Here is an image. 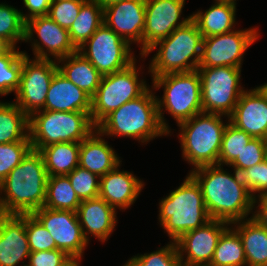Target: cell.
Returning <instances> with one entry per match:
<instances>
[{
	"label": "cell",
	"instance_id": "obj_1",
	"mask_svg": "<svg viewBox=\"0 0 267 266\" xmlns=\"http://www.w3.org/2000/svg\"><path fill=\"white\" fill-rule=\"evenodd\" d=\"M189 174L201 187L211 219L232 224L253 213L254 197L235 170L231 174L221 165H210L192 169Z\"/></svg>",
	"mask_w": 267,
	"mask_h": 266
},
{
	"label": "cell",
	"instance_id": "obj_2",
	"mask_svg": "<svg viewBox=\"0 0 267 266\" xmlns=\"http://www.w3.org/2000/svg\"><path fill=\"white\" fill-rule=\"evenodd\" d=\"M48 177L42 155L32 149L0 183L2 214H32L42 208Z\"/></svg>",
	"mask_w": 267,
	"mask_h": 266
},
{
	"label": "cell",
	"instance_id": "obj_3",
	"mask_svg": "<svg viewBox=\"0 0 267 266\" xmlns=\"http://www.w3.org/2000/svg\"><path fill=\"white\" fill-rule=\"evenodd\" d=\"M149 87L141 96L123 104L107 115L96 129L103 136L128 137L148 143L156 137L169 133L162 127L157 105V96Z\"/></svg>",
	"mask_w": 267,
	"mask_h": 266
},
{
	"label": "cell",
	"instance_id": "obj_4",
	"mask_svg": "<svg viewBox=\"0 0 267 266\" xmlns=\"http://www.w3.org/2000/svg\"><path fill=\"white\" fill-rule=\"evenodd\" d=\"M158 220L171 241L211 220L200 185L188 174L183 183L159 202Z\"/></svg>",
	"mask_w": 267,
	"mask_h": 266
},
{
	"label": "cell",
	"instance_id": "obj_5",
	"mask_svg": "<svg viewBox=\"0 0 267 266\" xmlns=\"http://www.w3.org/2000/svg\"><path fill=\"white\" fill-rule=\"evenodd\" d=\"M203 36L197 24L191 19L184 26L176 28L168 37L156 42L141 58L155 49L148 73L152 79L168 73L197 70L201 58Z\"/></svg>",
	"mask_w": 267,
	"mask_h": 266
},
{
	"label": "cell",
	"instance_id": "obj_6",
	"mask_svg": "<svg viewBox=\"0 0 267 266\" xmlns=\"http://www.w3.org/2000/svg\"><path fill=\"white\" fill-rule=\"evenodd\" d=\"M151 87L154 90L164 89L162 99L157 98V105L161 125L169 135L172 132L163 110L174 118L177 125L203 112L201 81L197 70L154 77Z\"/></svg>",
	"mask_w": 267,
	"mask_h": 266
},
{
	"label": "cell",
	"instance_id": "obj_7",
	"mask_svg": "<svg viewBox=\"0 0 267 266\" xmlns=\"http://www.w3.org/2000/svg\"><path fill=\"white\" fill-rule=\"evenodd\" d=\"M223 115L201 112L179 123L182 157L196 169L218 165L222 137L227 126Z\"/></svg>",
	"mask_w": 267,
	"mask_h": 266
},
{
	"label": "cell",
	"instance_id": "obj_8",
	"mask_svg": "<svg viewBox=\"0 0 267 266\" xmlns=\"http://www.w3.org/2000/svg\"><path fill=\"white\" fill-rule=\"evenodd\" d=\"M87 112L39 110L29 116V139L32 149L59 142H82L94 130Z\"/></svg>",
	"mask_w": 267,
	"mask_h": 266
},
{
	"label": "cell",
	"instance_id": "obj_9",
	"mask_svg": "<svg viewBox=\"0 0 267 266\" xmlns=\"http://www.w3.org/2000/svg\"><path fill=\"white\" fill-rule=\"evenodd\" d=\"M136 61L123 70L102 76L98 89L91 98L90 117L95 126L112 111L138 98L149 88L146 81L140 79L138 71L141 66H136Z\"/></svg>",
	"mask_w": 267,
	"mask_h": 266
},
{
	"label": "cell",
	"instance_id": "obj_10",
	"mask_svg": "<svg viewBox=\"0 0 267 266\" xmlns=\"http://www.w3.org/2000/svg\"><path fill=\"white\" fill-rule=\"evenodd\" d=\"M241 69L230 66L197 68L203 112L223 115L228 119L245 91L240 82Z\"/></svg>",
	"mask_w": 267,
	"mask_h": 266
},
{
	"label": "cell",
	"instance_id": "obj_11",
	"mask_svg": "<svg viewBox=\"0 0 267 266\" xmlns=\"http://www.w3.org/2000/svg\"><path fill=\"white\" fill-rule=\"evenodd\" d=\"M130 46L103 23L77 51L104 76L123 70L136 60Z\"/></svg>",
	"mask_w": 267,
	"mask_h": 266
},
{
	"label": "cell",
	"instance_id": "obj_12",
	"mask_svg": "<svg viewBox=\"0 0 267 266\" xmlns=\"http://www.w3.org/2000/svg\"><path fill=\"white\" fill-rule=\"evenodd\" d=\"M58 71L55 59H30L24 52L20 85L13 101L25 114L43 110L54 74Z\"/></svg>",
	"mask_w": 267,
	"mask_h": 266
},
{
	"label": "cell",
	"instance_id": "obj_13",
	"mask_svg": "<svg viewBox=\"0 0 267 266\" xmlns=\"http://www.w3.org/2000/svg\"><path fill=\"white\" fill-rule=\"evenodd\" d=\"M259 35L258 28L250 27L203 38L198 68H241L246 50L259 39Z\"/></svg>",
	"mask_w": 267,
	"mask_h": 266
},
{
	"label": "cell",
	"instance_id": "obj_14",
	"mask_svg": "<svg viewBox=\"0 0 267 266\" xmlns=\"http://www.w3.org/2000/svg\"><path fill=\"white\" fill-rule=\"evenodd\" d=\"M32 215L49 231L56 249L63 250L70 258L83 259L89 243L83 235L76 212L42 207Z\"/></svg>",
	"mask_w": 267,
	"mask_h": 266
},
{
	"label": "cell",
	"instance_id": "obj_15",
	"mask_svg": "<svg viewBox=\"0 0 267 266\" xmlns=\"http://www.w3.org/2000/svg\"><path fill=\"white\" fill-rule=\"evenodd\" d=\"M34 34H37L39 41L34 39ZM24 41L32 43L34 58L37 59L55 58L57 61L77 51L68 30L48 16L33 17L25 22Z\"/></svg>",
	"mask_w": 267,
	"mask_h": 266
},
{
	"label": "cell",
	"instance_id": "obj_16",
	"mask_svg": "<svg viewBox=\"0 0 267 266\" xmlns=\"http://www.w3.org/2000/svg\"><path fill=\"white\" fill-rule=\"evenodd\" d=\"M186 0H146L143 55L158 41L184 26L192 15L180 20Z\"/></svg>",
	"mask_w": 267,
	"mask_h": 266
},
{
	"label": "cell",
	"instance_id": "obj_17",
	"mask_svg": "<svg viewBox=\"0 0 267 266\" xmlns=\"http://www.w3.org/2000/svg\"><path fill=\"white\" fill-rule=\"evenodd\" d=\"M228 226L230 224L225 221L211 219L203 226L181 235L175 241L181 262L209 266L219 237Z\"/></svg>",
	"mask_w": 267,
	"mask_h": 266
},
{
	"label": "cell",
	"instance_id": "obj_18",
	"mask_svg": "<svg viewBox=\"0 0 267 266\" xmlns=\"http://www.w3.org/2000/svg\"><path fill=\"white\" fill-rule=\"evenodd\" d=\"M146 0H123L103 8L104 23L130 45L140 46L143 56Z\"/></svg>",
	"mask_w": 267,
	"mask_h": 266
},
{
	"label": "cell",
	"instance_id": "obj_19",
	"mask_svg": "<svg viewBox=\"0 0 267 266\" xmlns=\"http://www.w3.org/2000/svg\"><path fill=\"white\" fill-rule=\"evenodd\" d=\"M228 118L231 124L252 138L267 140V99L257 88L242 93Z\"/></svg>",
	"mask_w": 267,
	"mask_h": 266
},
{
	"label": "cell",
	"instance_id": "obj_20",
	"mask_svg": "<svg viewBox=\"0 0 267 266\" xmlns=\"http://www.w3.org/2000/svg\"><path fill=\"white\" fill-rule=\"evenodd\" d=\"M25 214L0 215V266H17L29 258ZM23 261V262H21Z\"/></svg>",
	"mask_w": 267,
	"mask_h": 266
},
{
	"label": "cell",
	"instance_id": "obj_21",
	"mask_svg": "<svg viewBox=\"0 0 267 266\" xmlns=\"http://www.w3.org/2000/svg\"><path fill=\"white\" fill-rule=\"evenodd\" d=\"M121 164L100 177L99 197L115 209L126 210L135 203L145 184L133 173L120 171Z\"/></svg>",
	"mask_w": 267,
	"mask_h": 266
},
{
	"label": "cell",
	"instance_id": "obj_22",
	"mask_svg": "<svg viewBox=\"0 0 267 266\" xmlns=\"http://www.w3.org/2000/svg\"><path fill=\"white\" fill-rule=\"evenodd\" d=\"M76 213L88 243L90 236L102 243L107 241L118 221L116 209L100 197L82 200Z\"/></svg>",
	"mask_w": 267,
	"mask_h": 266
},
{
	"label": "cell",
	"instance_id": "obj_23",
	"mask_svg": "<svg viewBox=\"0 0 267 266\" xmlns=\"http://www.w3.org/2000/svg\"><path fill=\"white\" fill-rule=\"evenodd\" d=\"M91 96L57 71L50 84L43 110L91 112Z\"/></svg>",
	"mask_w": 267,
	"mask_h": 266
},
{
	"label": "cell",
	"instance_id": "obj_24",
	"mask_svg": "<svg viewBox=\"0 0 267 266\" xmlns=\"http://www.w3.org/2000/svg\"><path fill=\"white\" fill-rule=\"evenodd\" d=\"M121 162L114 148L103 139L97 129L80 142L79 166L99 177L113 170Z\"/></svg>",
	"mask_w": 267,
	"mask_h": 266
},
{
	"label": "cell",
	"instance_id": "obj_25",
	"mask_svg": "<svg viewBox=\"0 0 267 266\" xmlns=\"http://www.w3.org/2000/svg\"><path fill=\"white\" fill-rule=\"evenodd\" d=\"M57 64L58 71L75 86L91 97L96 93L102 75L81 53L76 51L67 57L60 58Z\"/></svg>",
	"mask_w": 267,
	"mask_h": 266
},
{
	"label": "cell",
	"instance_id": "obj_26",
	"mask_svg": "<svg viewBox=\"0 0 267 266\" xmlns=\"http://www.w3.org/2000/svg\"><path fill=\"white\" fill-rule=\"evenodd\" d=\"M238 232L247 266H267V229L251 217L230 224Z\"/></svg>",
	"mask_w": 267,
	"mask_h": 266
},
{
	"label": "cell",
	"instance_id": "obj_27",
	"mask_svg": "<svg viewBox=\"0 0 267 266\" xmlns=\"http://www.w3.org/2000/svg\"><path fill=\"white\" fill-rule=\"evenodd\" d=\"M236 9L232 4L214 2L205 12L198 10L191 15L203 38H206L235 30Z\"/></svg>",
	"mask_w": 267,
	"mask_h": 266
},
{
	"label": "cell",
	"instance_id": "obj_28",
	"mask_svg": "<svg viewBox=\"0 0 267 266\" xmlns=\"http://www.w3.org/2000/svg\"><path fill=\"white\" fill-rule=\"evenodd\" d=\"M78 142H59L41 148L48 176L67 175L79 166Z\"/></svg>",
	"mask_w": 267,
	"mask_h": 266
},
{
	"label": "cell",
	"instance_id": "obj_29",
	"mask_svg": "<svg viewBox=\"0 0 267 266\" xmlns=\"http://www.w3.org/2000/svg\"><path fill=\"white\" fill-rule=\"evenodd\" d=\"M30 142L29 116L13 101H0V144Z\"/></svg>",
	"mask_w": 267,
	"mask_h": 266
},
{
	"label": "cell",
	"instance_id": "obj_30",
	"mask_svg": "<svg viewBox=\"0 0 267 266\" xmlns=\"http://www.w3.org/2000/svg\"><path fill=\"white\" fill-rule=\"evenodd\" d=\"M103 23V7L96 0H86L68 30L75 48L82 46Z\"/></svg>",
	"mask_w": 267,
	"mask_h": 266
},
{
	"label": "cell",
	"instance_id": "obj_31",
	"mask_svg": "<svg viewBox=\"0 0 267 266\" xmlns=\"http://www.w3.org/2000/svg\"><path fill=\"white\" fill-rule=\"evenodd\" d=\"M81 200L74 191L67 175L49 176L46 187V199L43 207L52 210L76 212Z\"/></svg>",
	"mask_w": 267,
	"mask_h": 266
},
{
	"label": "cell",
	"instance_id": "obj_32",
	"mask_svg": "<svg viewBox=\"0 0 267 266\" xmlns=\"http://www.w3.org/2000/svg\"><path fill=\"white\" fill-rule=\"evenodd\" d=\"M209 266H247L242 240L233 226L219 237Z\"/></svg>",
	"mask_w": 267,
	"mask_h": 266
},
{
	"label": "cell",
	"instance_id": "obj_33",
	"mask_svg": "<svg viewBox=\"0 0 267 266\" xmlns=\"http://www.w3.org/2000/svg\"><path fill=\"white\" fill-rule=\"evenodd\" d=\"M8 47L0 54V96L16 92L20 85L24 51Z\"/></svg>",
	"mask_w": 267,
	"mask_h": 266
},
{
	"label": "cell",
	"instance_id": "obj_34",
	"mask_svg": "<svg viewBox=\"0 0 267 266\" xmlns=\"http://www.w3.org/2000/svg\"><path fill=\"white\" fill-rule=\"evenodd\" d=\"M21 10L11 5L0 3V40L9 47H16L17 42H24L25 21Z\"/></svg>",
	"mask_w": 267,
	"mask_h": 266
},
{
	"label": "cell",
	"instance_id": "obj_35",
	"mask_svg": "<svg viewBox=\"0 0 267 266\" xmlns=\"http://www.w3.org/2000/svg\"><path fill=\"white\" fill-rule=\"evenodd\" d=\"M251 139L252 137L248 133L231 124L228 118L227 126L225 127L222 137L218 165L229 166L238 156H240L241 151Z\"/></svg>",
	"mask_w": 267,
	"mask_h": 266
},
{
	"label": "cell",
	"instance_id": "obj_36",
	"mask_svg": "<svg viewBox=\"0 0 267 266\" xmlns=\"http://www.w3.org/2000/svg\"><path fill=\"white\" fill-rule=\"evenodd\" d=\"M151 253L137 254L132 256L123 266H180L175 241H171L162 248Z\"/></svg>",
	"mask_w": 267,
	"mask_h": 266
},
{
	"label": "cell",
	"instance_id": "obj_37",
	"mask_svg": "<svg viewBox=\"0 0 267 266\" xmlns=\"http://www.w3.org/2000/svg\"><path fill=\"white\" fill-rule=\"evenodd\" d=\"M67 176L81 201L99 197L100 177L98 175L77 166Z\"/></svg>",
	"mask_w": 267,
	"mask_h": 266
},
{
	"label": "cell",
	"instance_id": "obj_38",
	"mask_svg": "<svg viewBox=\"0 0 267 266\" xmlns=\"http://www.w3.org/2000/svg\"><path fill=\"white\" fill-rule=\"evenodd\" d=\"M32 150L31 142L0 144V183Z\"/></svg>",
	"mask_w": 267,
	"mask_h": 266
},
{
	"label": "cell",
	"instance_id": "obj_39",
	"mask_svg": "<svg viewBox=\"0 0 267 266\" xmlns=\"http://www.w3.org/2000/svg\"><path fill=\"white\" fill-rule=\"evenodd\" d=\"M267 156V140L261 138H252L251 141L243 148L238 156L228 167L239 174L256 164L263 162Z\"/></svg>",
	"mask_w": 267,
	"mask_h": 266
},
{
	"label": "cell",
	"instance_id": "obj_40",
	"mask_svg": "<svg viewBox=\"0 0 267 266\" xmlns=\"http://www.w3.org/2000/svg\"><path fill=\"white\" fill-rule=\"evenodd\" d=\"M25 230L30 252L56 249V243L49 231L32 214H25Z\"/></svg>",
	"mask_w": 267,
	"mask_h": 266
},
{
	"label": "cell",
	"instance_id": "obj_41",
	"mask_svg": "<svg viewBox=\"0 0 267 266\" xmlns=\"http://www.w3.org/2000/svg\"><path fill=\"white\" fill-rule=\"evenodd\" d=\"M86 0H60L52 1L48 17L62 28L70 29L76 20L82 4Z\"/></svg>",
	"mask_w": 267,
	"mask_h": 266
},
{
	"label": "cell",
	"instance_id": "obj_42",
	"mask_svg": "<svg viewBox=\"0 0 267 266\" xmlns=\"http://www.w3.org/2000/svg\"><path fill=\"white\" fill-rule=\"evenodd\" d=\"M241 179L253 197L267 194V161L243 170ZM256 193H259L256 195Z\"/></svg>",
	"mask_w": 267,
	"mask_h": 266
},
{
	"label": "cell",
	"instance_id": "obj_43",
	"mask_svg": "<svg viewBox=\"0 0 267 266\" xmlns=\"http://www.w3.org/2000/svg\"><path fill=\"white\" fill-rule=\"evenodd\" d=\"M70 257L60 249L31 252L23 266H63Z\"/></svg>",
	"mask_w": 267,
	"mask_h": 266
},
{
	"label": "cell",
	"instance_id": "obj_44",
	"mask_svg": "<svg viewBox=\"0 0 267 266\" xmlns=\"http://www.w3.org/2000/svg\"><path fill=\"white\" fill-rule=\"evenodd\" d=\"M52 0H23V4L28 10V14L21 12L23 20H27L37 16H48Z\"/></svg>",
	"mask_w": 267,
	"mask_h": 266
},
{
	"label": "cell",
	"instance_id": "obj_45",
	"mask_svg": "<svg viewBox=\"0 0 267 266\" xmlns=\"http://www.w3.org/2000/svg\"><path fill=\"white\" fill-rule=\"evenodd\" d=\"M253 210L255 211L250 217L255 220L260 226L267 229V194L257 195L256 197H254Z\"/></svg>",
	"mask_w": 267,
	"mask_h": 266
},
{
	"label": "cell",
	"instance_id": "obj_46",
	"mask_svg": "<svg viewBox=\"0 0 267 266\" xmlns=\"http://www.w3.org/2000/svg\"><path fill=\"white\" fill-rule=\"evenodd\" d=\"M103 8L113 4V3H116V2H120V1H123V0H96Z\"/></svg>",
	"mask_w": 267,
	"mask_h": 266
},
{
	"label": "cell",
	"instance_id": "obj_47",
	"mask_svg": "<svg viewBox=\"0 0 267 266\" xmlns=\"http://www.w3.org/2000/svg\"><path fill=\"white\" fill-rule=\"evenodd\" d=\"M81 260L70 258L63 266H80Z\"/></svg>",
	"mask_w": 267,
	"mask_h": 266
},
{
	"label": "cell",
	"instance_id": "obj_48",
	"mask_svg": "<svg viewBox=\"0 0 267 266\" xmlns=\"http://www.w3.org/2000/svg\"><path fill=\"white\" fill-rule=\"evenodd\" d=\"M260 93L267 99V83L256 87Z\"/></svg>",
	"mask_w": 267,
	"mask_h": 266
},
{
	"label": "cell",
	"instance_id": "obj_49",
	"mask_svg": "<svg viewBox=\"0 0 267 266\" xmlns=\"http://www.w3.org/2000/svg\"><path fill=\"white\" fill-rule=\"evenodd\" d=\"M215 3H228L236 6V0H214Z\"/></svg>",
	"mask_w": 267,
	"mask_h": 266
},
{
	"label": "cell",
	"instance_id": "obj_50",
	"mask_svg": "<svg viewBox=\"0 0 267 266\" xmlns=\"http://www.w3.org/2000/svg\"><path fill=\"white\" fill-rule=\"evenodd\" d=\"M9 46L0 40V54H2Z\"/></svg>",
	"mask_w": 267,
	"mask_h": 266
},
{
	"label": "cell",
	"instance_id": "obj_51",
	"mask_svg": "<svg viewBox=\"0 0 267 266\" xmlns=\"http://www.w3.org/2000/svg\"><path fill=\"white\" fill-rule=\"evenodd\" d=\"M180 266H207V265H189L181 262Z\"/></svg>",
	"mask_w": 267,
	"mask_h": 266
}]
</instances>
